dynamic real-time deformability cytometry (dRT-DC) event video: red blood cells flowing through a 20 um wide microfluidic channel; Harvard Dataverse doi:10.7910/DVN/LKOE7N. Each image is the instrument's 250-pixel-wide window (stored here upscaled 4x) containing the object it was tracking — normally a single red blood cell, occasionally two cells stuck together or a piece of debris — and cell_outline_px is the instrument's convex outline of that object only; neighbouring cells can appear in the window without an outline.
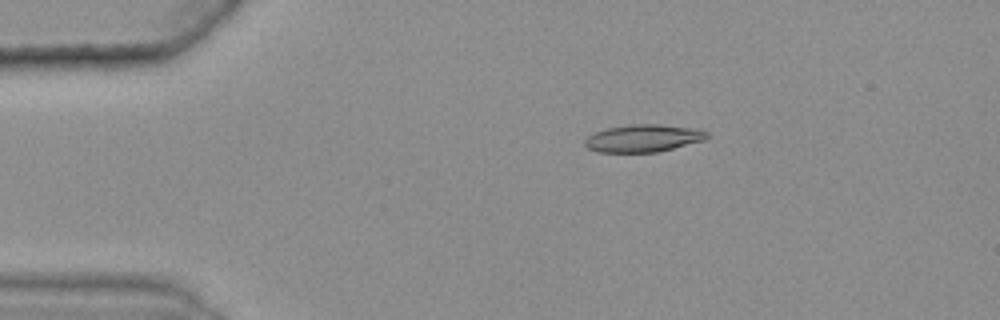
{"species": "common noctule bat (a hibernating species)", "species_latin": "Nyctalus noctula", "temperature_condition": "warm", "stored_images_in_passage": 50, "camera_frame_rate_fps": 3000, "um_per_image_px": 0.085, "animal": {"sex": "female", "body_mass_g": 25.1}, "frame": {"image": 1, "passage_image": 11, "time_ms": 3.333, "image_size_px": [1000, 320], "cell_outline_px": [[708, 136], [704, 140], [656, 152], [596, 152], [588, 148], [584, 144], [584, 140], [588, 136], [604, 128], [632, 124], [660, 124], [700, 128], [708, 132]], "centroid_in_image_um": [54.68, 11.73], "position_along_channel_um": 30.3, "area_um2": 19.65}}
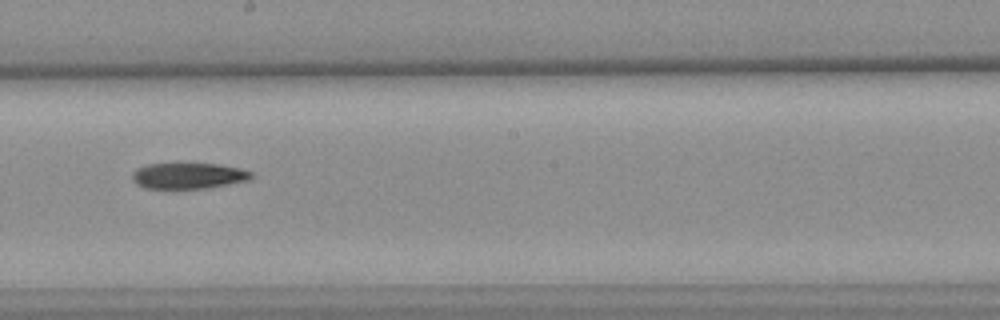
{"frame": {"image": 2, "passage_image": 32, "time_ms": 10.333, "image_size_px": [1000, 320], "cell_outline_px": [[256, 176], [252, 180], [208, 188], [144, 188], [136, 184], [132, 180], [132, 172], [136, 168], [148, 164], [176, 160], [220, 164], [240, 168], [252, 172]], "centroid_in_image_um": [16.03, 14.88], "position_along_channel_um": 232.2, "area_um2": 19.25}}
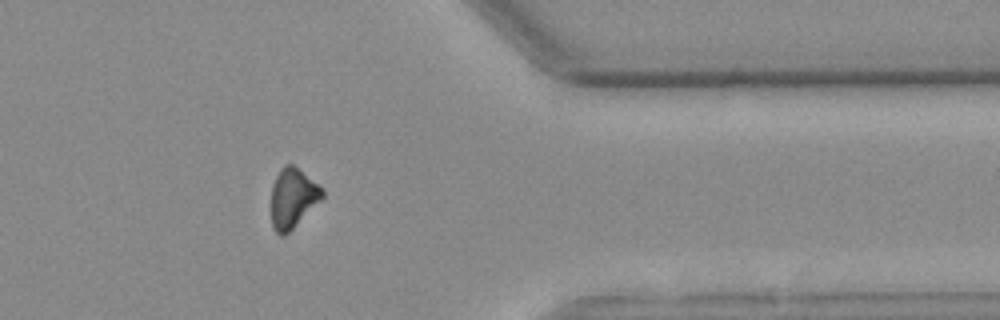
{"frame": {"image": 3, "passage_image": 46, "time_ms": 15.0, "image_size_px": [1000, 320], "cell_outline_px": [[324, 196], [284, 236], [280, 236], [272, 228], [272, 184], [280, 168], [284, 164], [292, 164], [324, 188]], "centroid_in_image_um": [24.88, 16.81], "position_along_channel_um": 386.5, "area_um2": 17.51}, "authors_computed_cell_mechanics": {"area_um2": 19.2474, "velocity_mm_per_s": 3.6373, "shape_relaxation_time_tau1_ms": 11.3231, "shape_relaxation_time_tau2_ms": null, "deformation_change_tau1": 0.2008, "deformation_change_tau2": null}}